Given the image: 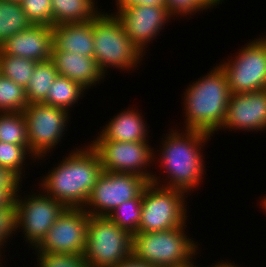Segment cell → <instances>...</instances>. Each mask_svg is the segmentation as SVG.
I'll list each match as a JSON object with an SVG mask.
<instances>
[{"label":"cell","mask_w":266,"mask_h":267,"mask_svg":"<svg viewBox=\"0 0 266 267\" xmlns=\"http://www.w3.org/2000/svg\"><path fill=\"white\" fill-rule=\"evenodd\" d=\"M142 198H134L117 206L107 217L132 235L139 232Z\"/></svg>","instance_id":"83f0119b"},{"label":"cell","mask_w":266,"mask_h":267,"mask_svg":"<svg viewBox=\"0 0 266 267\" xmlns=\"http://www.w3.org/2000/svg\"><path fill=\"white\" fill-rule=\"evenodd\" d=\"M236 54L218 64L227 77L231 94L265 90L266 35L249 40Z\"/></svg>","instance_id":"ba28073f"},{"label":"cell","mask_w":266,"mask_h":267,"mask_svg":"<svg viewBox=\"0 0 266 267\" xmlns=\"http://www.w3.org/2000/svg\"><path fill=\"white\" fill-rule=\"evenodd\" d=\"M31 25L20 2L0 0V46L14 34Z\"/></svg>","instance_id":"7402d4cb"},{"label":"cell","mask_w":266,"mask_h":267,"mask_svg":"<svg viewBox=\"0 0 266 267\" xmlns=\"http://www.w3.org/2000/svg\"><path fill=\"white\" fill-rule=\"evenodd\" d=\"M96 0H51L52 26L62 23H84L94 20L100 11Z\"/></svg>","instance_id":"ffe728a7"},{"label":"cell","mask_w":266,"mask_h":267,"mask_svg":"<svg viewBox=\"0 0 266 267\" xmlns=\"http://www.w3.org/2000/svg\"><path fill=\"white\" fill-rule=\"evenodd\" d=\"M194 264H196V263H193V264H191L190 266H187V267H198L197 265H194Z\"/></svg>","instance_id":"ab89813d"},{"label":"cell","mask_w":266,"mask_h":267,"mask_svg":"<svg viewBox=\"0 0 266 267\" xmlns=\"http://www.w3.org/2000/svg\"><path fill=\"white\" fill-rule=\"evenodd\" d=\"M231 91L218 64L198 81L187 86L182 98L185 118L182 129L202 131L213 136L222 126Z\"/></svg>","instance_id":"3957f363"},{"label":"cell","mask_w":266,"mask_h":267,"mask_svg":"<svg viewBox=\"0 0 266 267\" xmlns=\"http://www.w3.org/2000/svg\"><path fill=\"white\" fill-rule=\"evenodd\" d=\"M0 141L29 146L27 123L22 112L0 113Z\"/></svg>","instance_id":"cb8c5ba5"},{"label":"cell","mask_w":266,"mask_h":267,"mask_svg":"<svg viewBox=\"0 0 266 267\" xmlns=\"http://www.w3.org/2000/svg\"><path fill=\"white\" fill-rule=\"evenodd\" d=\"M88 220L83 208H65L34 251L84 254Z\"/></svg>","instance_id":"4fadbf2b"},{"label":"cell","mask_w":266,"mask_h":267,"mask_svg":"<svg viewBox=\"0 0 266 267\" xmlns=\"http://www.w3.org/2000/svg\"><path fill=\"white\" fill-rule=\"evenodd\" d=\"M165 6L173 17L178 18L190 17L208 9L200 0H166Z\"/></svg>","instance_id":"1f68e13d"},{"label":"cell","mask_w":266,"mask_h":267,"mask_svg":"<svg viewBox=\"0 0 266 267\" xmlns=\"http://www.w3.org/2000/svg\"><path fill=\"white\" fill-rule=\"evenodd\" d=\"M22 181L7 168L0 166V189H19Z\"/></svg>","instance_id":"d6a6232c"},{"label":"cell","mask_w":266,"mask_h":267,"mask_svg":"<svg viewBox=\"0 0 266 267\" xmlns=\"http://www.w3.org/2000/svg\"><path fill=\"white\" fill-rule=\"evenodd\" d=\"M22 113L27 123L29 150L37 161L43 160L64 137L71 113L44 103L28 104Z\"/></svg>","instance_id":"30bf717a"},{"label":"cell","mask_w":266,"mask_h":267,"mask_svg":"<svg viewBox=\"0 0 266 267\" xmlns=\"http://www.w3.org/2000/svg\"><path fill=\"white\" fill-rule=\"evenodd\" d=\"M93 40V58L105 76L112 67L134 71L145 56L127 36L116 16L105 10L93 20Z\"/></svg>","instance_id":"5b68a950"},{"label":"cell","mask_w":266,"mask_h":267,"mask_svg":"<svg viewBox=\"0 0 266 267\" xmlns=\"http://www.w3.org/2000/svg\"><path fill=\"white\" fill-rule=\"evenodd\" d=\"M52 43V49L93 57V20L84 23H62L52 26Z\"/></svg>","instance_id":"d6986e66"},{"label":"cell","mask_w":266,"mask_h":267,"mask_svg":"<svg viewBox=\"0 0 266 267\" xmlns=\"http://www.w3.org/2000/svg\"><path fill=\"white\" fill-rule=\"evenodd\" d=\"M148 183L146 178L136 174L103 171L83 209L88 215L107 217L123 202L142 198Z\"/></svg>","instance_id":"8fae6325"},{"label":"cell","mask_w":266,"mask_h":267,"mask_svg":"<svg viewBox=\"0 0 266 267\" xmlns=\"http://www.w3.org/2000/svg\"><path fill=\"white\" fill-rule=\"evenodd\" d=\"M186 195L178 189L149 182L142 191L139 231H164L183 226L188 221Z\"/></svg>","instance_id":"52a82bcc"},{"label":"cell","mask_w":266,"mask_h":267,"mask_svg":"<svg viewBox=\"0 0 266 267\" xmlns=\"http://www.w3.org/2000/svg\"><path fill=\"white\" fill-rule=\"evenodd\" d=\"M223 261V262H222ZM222 261H219L218 263H214L213 265H211L210 267H240V265H237L234 263H231V262H228V260L226 259V261L222 260ZM209 267V266H208Z\"/></svg>","instance_id":"74e56055"},{"label":"cell","mask_w":266,"mask_h":267,"mask_svg":"<svg viewBox=\"0 0 266 267\" xmlns=\"http://www.w3.org/2000/svg\"><path fill=\"white\" fill-rule=\"evenodd\" d=\"M21 188L22 185L14 198L16 232L22 231L29 248L35 249L66 207L41 190L23 198L18 194Z\"/></svg>","instance_id":"9c48e42d"},{"label":"cell","mask_w":266,"mask_h":267,"mask_svg":"<svg viewBox=\"0 0 266 267\" xmlns=\"http://www.w3.org/2000/svg\"><path fill=\"white\" fill-rule=\"evenodd\" d=\"M186 228L185 223L174 229L135 233L133 255L138 260L156 267L190 266L194 263L193 259L196 260L195 256L199 254L200 244L188 237Z\"/></svg>","instance_id":"277c9868"},{"label":"cell","mask_w":266,"mask_h":267,"mask_svg":"<svg viewBox=\"0 0 266 267\" xmlns=\"http://www.w3.org/2000/svg\"><path fill=\"white\" fill-rule=\"evenodd\" d=\"M117 9H125L127 7L138 5H157L165 6L166 0H115Z\"/></svg>","instance_id":"836d02e7"},{"label":"cell","mask_w":266,"mask_h":267,"mask_svg":"<svg viewBox=\"0 0 266 267\" xmlns=\"http://www.w3.org/2000/svg\"><path fill=\"white\" fill-rule=\"evenodd\" d=\"M18 189H0V207L7 206L17 194Z\"/></svg>","instance_id":"d590c367"},{"label":"cell","mask_w":266,"mask_h":267,"mask_svg":"<svg viewBox=\"0 0 266 267\" xmlns=\"http://www.w3.org/2000/svg\"><path fill=\"white\" fill-rule=\"evenodd\" d=\"M84 91H86V89L77 82L58 75V77L53 81L46 100L43 103L69 111L74 104L78 103V101L82 99L81 97H84Z\"/></svg>","instance_id":"603a6c76"},{"label":"cell","mask_w":266,"mask_h":267,"mask_svg":"<svg viewBox=\"0 0 266 267\" xmlns=\"http://www.w3.org/2000/svg\"><path fill=\"white\" fill-rule=\"evenodd\" d=\"M138 110L128 107L118 112L108 120L93 141L149 142L147 120Z\"/></svg>","instance_id":"ac0fdd59"},{"label":"cell","mask_w":266,"mask_h":267,"mask_svg":"<svg viewBox=\"0 0 266 267\" xmlns=\"http://www.w3.org/2000/svg\"><path fill=\"white\" fill-rule=\"evenodd\" d=\"M113 267H156L146 262L138 260L134 255L127 258L125 261L113 266Z\"/></svg>","instance_id":"e575fe53"},{"label":"cell","mask_w":266,"mask_h":267,"mask_svg":"<svg viewBox=\"0 0 266 267\" xmlns=\"http://www.w3.org/2000/svg\"><path fill=\"white\" fill-rule=\"evenodd\" d=\"M148 142L91 141L103 171L132 173L151 182L154 173L147 169L154 165V149Z\"/></svg>","instance_id":"7c38bea8"},{"label":"cell","mask_w":266,"mask_h":267,"mask_svg":"<svg viewBox=\"0 0 266 267\" xmlns=\"http://www.w3.org/2000/svg\"><path fill=\"white\" fill-rule=\"evenodd\" d=\"M133 255V235L108 217L89 215L83 257L89 267H113Z\"/></svg>","instance_id":"8992f818"},{"label":"cell","mask_w":266,"mask_h":267,"mask_svg":"<svg viewBox=\"0 0 266 267\" xmlns=\"http://www.w3.org/2000/svg\"><path fill=\"white\" fill-rule=\"evenodd\" d=\"M51 60L59 75L77 82L86 90L98 85L106 77L93 57L52 49Z\"/></svg>","instance_id":"e0dca14e"},{"label":"cell","mask_w":266,"mask_h":267,"mask_svg":"<svg viewBox=\"0 0 266 267\" xmlns=\"http://www.w3.org/2000/svg\"><path fill=\"white\" fill-rule=\"evenodd\" d=\"M16 233V206L14 199L5 207H0V256L3 248L10 242L9 237ZM9 240V241H8Z\"/></svg>","instance_id":"4dcf8cb0"},{"label":"cell","mask_w":266,"mask_h":267,"mask_svg":"<svg viewBox=\"0 0 266 267\" xmlns=\"http://www.w3.org/2000/svg\"><path fill=\"white\" fill-rule=\"evenodd\" d=\"M36 267H89L83 254H53L36 252Z\"/></svg>","instance_id":"f546056e"},{"label":"cell","mask_w":266,"mask_h":267,"mask_svg":"<svg viewBox=\"0 0 266 267\" xmlns=\"http://www.w3.org/2000/svg\"><path fill=\"white\" fill-rule=\"evenodd\" d=\"M36 61L5 55L0 51V71L5 77L13 80L19 86L26 88L29 83L30 77L34 72Z\"/></svg>","instance_id":"d4e9b609"},{"label":"cell","mask_w":266,"mask_h":267,"mask_svg":"<svg viewBox=\"0 0 266 267\" xmlns=\"http://www.w3.org/2000/svg\"><path fill=\"white\" fill-rule=\"evenodd\" d=\"M266 130V89L255 92L231 94L225 118L219 130Z\"/></svg>","instance_id":"9a60e30c"},{"label":"cell","mask_w":266,"mask_h":267,"mask_svg":"<svg viewBox=\"0 0 266 267\" xmlns=\"http://www.w3.org/2000/svg\"><path fill=\"white\" fill-rule=\"evenodd\" d=\"M1 257H0V267H4V265L2 266V261H1Z\"/></svg>","instance_id":"60d3db41"},{"label":"cell","mask_w":266,"mask_h":267,"mask_svg":"<svg viewBox=\"0 0 266 267\" xmlns=\"http://www.w3.org/2000/svg\"><path fill=\"white\" fill-rule=\"evenodd\" d=\"M116 10L111 14L122 23L127 36L144 55L147 45L174 19L166 6L138 5Z\"/></svg>","instance_id":"5bb4252c"},{"label":"cell","mask_w":266,"mask_h":267,"mask_svg":"<svg viewBox=\"0 0 266 267\" xmlns=\"http://www.w3.org/2000/svg\"><path fill=\"white\" fill-rule=\"evenodd\" d=\"M20 3L32 24L52 26L51 0H22Z\"/></svg>","instance_id":"f1b7e54d"},{"label":"cell","mask_w":266,"mask_h":267,"mask_svg":"<svg viewBox=\"0 0 266 267\" xmlns=\"http://www.w3.org/2000/svg\"><path fill=\"white\" fill-rule=\"evenodd\" d=\"M52 48V26L32 24L7 39L0 51L5 55L43 62L51 59Z\"/></svg>","instance_id":"2e32d148"},{"label":"cell","mask_w":266,"mask_h":267,"mask_svg":"<svg viewBox=\"0 0 266 267\" xmlns=\"http://www.w3.org/2000/svg\"><path fill=\"white\" fill-rule=\"evenodd\" d=\"M28 104L25 88L0 74V113L23 112Z\"/></svg>","instance_id":"484cf974"},{"label":"cell","mask_w":266,"mask_h":267,"mask_svg":"<svg viewBox=\"0 0 266 267\" xmlns=\"http://www.w3.org/2000/svg\"><path fill=\"white\" fill-rule=\"evenodd\" d=\"M173 129L174 127L169 129V134H164L162 145L159 144L160 150L157 149L160 153L156 155L157 151L154 150V155L159 156L154 159L158 158L159 167L167 175L166 179L161 178L160 174H153L151 183L178 189L188 196L203 182L206 166L203 160L205 156L202 154V149L205 148L202 147L207 145L212 135L202 131Z\"/></svg>","instance_id":"6da1fadb"},{"label":"cell","mask_w":266,"mask_h":267,"mask_svg":"<svg viewBox=\"0 0 266 267\" xmlns=\"http://www.w3.org/2000/svg\"><path fill=\"white\" fill-rule=\"evenodd\" d=\"M208 9H212L215 6L222 4L224 0H200Z\"/></svg>","instance_id":"8d00e7d4"},{"label":"cell","mask_w":266,"mask_h":267,"mask_svg":"<svg viewBox=\"0 0 266 267\" xmlns=\"http://www.w3.org/2000/svg\"><path fill=\"white\" fill-rule=\"evenodd\" d=\"M260 199H261L260 206H262L260 208H262L266 212V196H263V198L260 197Z\"/></svg>","instance_id":"f35d334b"},{"label":"cell","mask_w":266,"mask_h":267,"mask_svg":"<svg viewBox=\"0 0 266 267\" xmlns=\"http://www.w3.org/2000/svg\"><path fill=\"white\" fill-rule=\"evenodd\" d=\"M26 159H33L35 160L33 163L36 162V158L30 152L29 146H20L0 141V166L10 170L21 181H23L22 175L25 173L23 169L26 168L24 167Z\"/></svg>","instance_id":"4316f807"},{"label":"cell","mask_w":266,"mask_h":267,"mask_svg":"<svg viewBox=\"0 0 266 267\" xmlns=\"http://www.w3.org/2000/svg\"><path fill=\"white\" fill-rule=\"evenodd\" d=\"M56 166V167H55ZM103 172L99 155L90 144L74 148L39 181V189L66 208H84Z\"/></svg>","instance_id":"7a4b0ae2"},{"label":"cell","mask_w":266,"mask_h":267,"mask_svg":"<svg viewBox=\"0 0 266 267\" xmlns=\"http://www.w3.org/2000/svg\"><path fill=\"white\" fill-rule=\"evenodd\" d=\"M58 75L55 63L51 59L37 62L29 83L25 88L29 104L43 103L53 81Z\"/></svg>","instance_id":"44dd1931"}]
</instances>
